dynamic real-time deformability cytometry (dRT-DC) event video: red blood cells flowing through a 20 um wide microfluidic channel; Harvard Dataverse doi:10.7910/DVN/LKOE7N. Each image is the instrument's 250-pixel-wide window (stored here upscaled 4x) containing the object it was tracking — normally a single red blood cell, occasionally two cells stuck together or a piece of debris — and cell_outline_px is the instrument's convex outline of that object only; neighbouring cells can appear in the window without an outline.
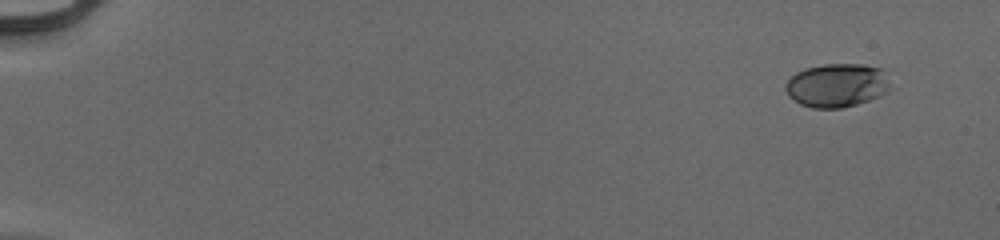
{"species": "human", "species_latin": "Homo sapiens", "temperature_condition": "cold", "stored_images_in_passage": 51, "camera_frame_rate_fps": 3000, "um_per_image_px": 0.085, "donor": {"sex": "male"}, "frame": {"image": 1, "passage_image": 1, "time_ms": 0.0, "image_size_px": [1000, 240], "cell_outline_px": [[892, 88], [888, 92], [880, 96], [856, 104], [840, 108], [812, 108], [800, 104], [788, 96], [784, 88], [784, 84], [796, 72], [804, 68], [824, 64], [864, 64], [880, 68]], "centroid_in_image_um": [71.11, 7.25], "position_along_channel_um": 13.9, "area_um2": 26.76}}
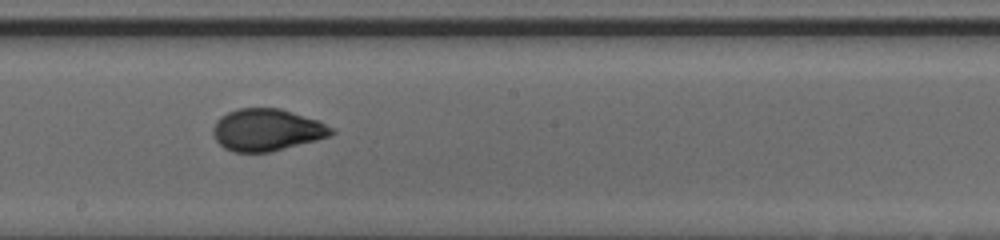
{"frame": {"image": 2, "passage_image": 30, "time_ms": 9.667, "image_size_px": [1000, 240], "cell_outline_px": [[336, 132], [328, 136], [316, 140], [268, 152], [232, 152], [224, 148], [216, 140], [212, 132], [212, 128], [216, 120], [220, 116], [236, 108], [280, 108], [320, 120], [336, 128]], "centroid_in_image_um": [22.69, 11.02], "position_along_channel_um": 225.5, "area_um2": 29.25}}
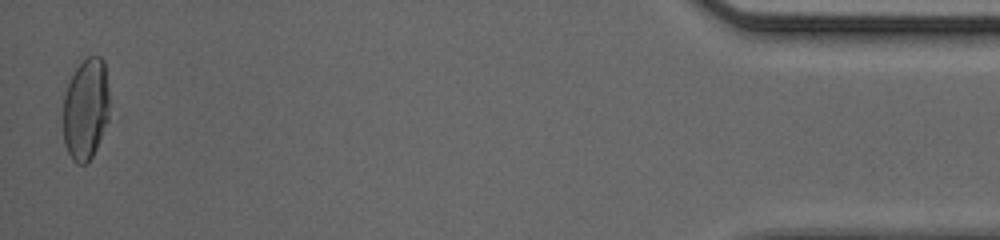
{"frame": {"image": 3, "passage_image": 51, "time_ms": 16.667, "image_size_px": [1000, 240], "cell_outline_px": [[108, 120], [96, 148], [92, 156], [84, 164], [76, 164], [72, 160], [64, 144], [64, 96], [68, 84], [76, 68], [88, 56], [100, 56], [104, 60], [108, 88]], "centroid_in_image_um": [7.29, 9.27], "position_along_channel_um": 427.9, "area_um2": 27.17}, "authors_computed_cell_mechanics": {"area_um2": 27.9174, "velocity_mm_per_s": 3.9877, "shape_relaxation_time_tau1_ms": 5.0269, "shape_relaxation_time_tau2_ms": 0.7946, "deformation_change_tau1": 0.1628, "deformation_change_tau2": 0.0481}}